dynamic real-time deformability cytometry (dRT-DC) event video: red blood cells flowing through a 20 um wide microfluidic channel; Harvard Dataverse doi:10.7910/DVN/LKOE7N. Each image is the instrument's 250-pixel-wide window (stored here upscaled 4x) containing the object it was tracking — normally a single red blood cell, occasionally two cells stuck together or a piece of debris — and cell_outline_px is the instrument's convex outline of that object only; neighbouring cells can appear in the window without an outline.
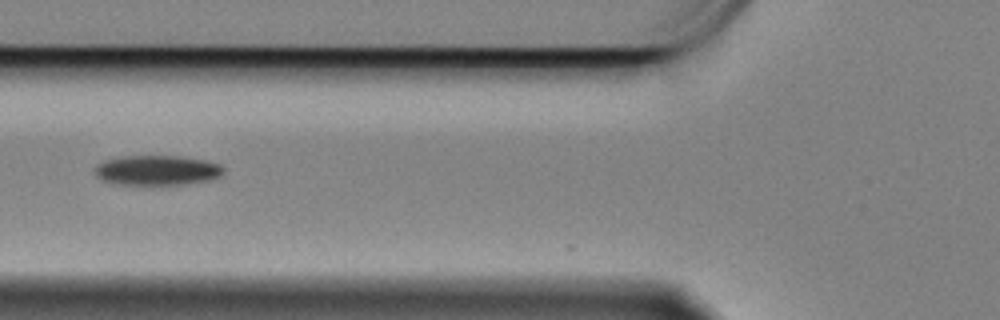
{"species": "Egyptian fruit bat (a non-hibernating species)", "species_latin": "Rousettus aegyptiacus", "temperature_condition": "cold", "stored_images_in_passage": 39, "camera_frame_rate_fps": 3000, "um_per_image_px": 0.085, "animal": {"sex": "female"}, "frame": {"image": 1, "passage_image": 2, "time_ms": 0.333, "image_size_px": [1000, 320], "cell_outline_px": [[224, 172], [220, 176], [212, 180], [160, 188], [116, 184], [100, 180], [92, 172], [92, 168], [96, 164], [104, 160], [124, 156], [176, 156], [204, 160], [220, 164], [224, 168]], "centroid_in_image_um": [13.29, 14.53], "position_along_channel_um": 112.5, "area_um2": 23.7}}
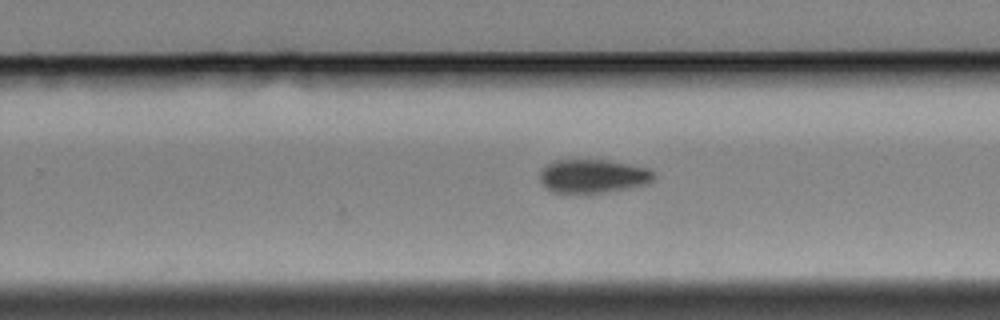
{"frame": {"image": 2, "passage_image": 17, "time_ms": 5.333, "image_size_px": [1000, 320], "cell_outline_px": [[656, 176], [648, 184], [628, 188], [584, 196], [580, 196], [552, 192], [544, 188], [540, 180], [540, 172], [548, 164], [556, 160], [608, 160], [648, 168]], "centroid_in_image_um": [50.36, 15.02], "position_along_channel_um": 279.4, "area_um2": 23.0}}
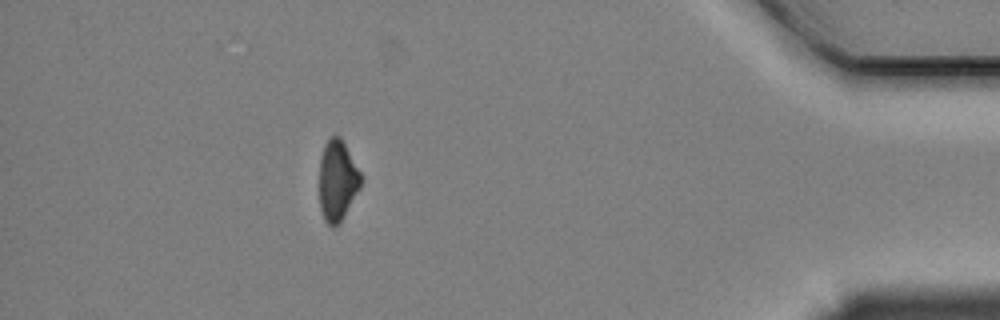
{"frame": {"image": 3, "passage_image": 33, "time_ms": 10.667, "image_size_px": [1000, 320], "cell_outline_px": [[364, 176], [360, 188], [340, 224], [336, 228], [332, 228], [324, 220], [320, 208], [320, 156], [324, 144], [332, 136], [340, 136]], "centroid_in_image_um": [28.7, 15.37], "position_along_channel_um": 406.5, "area_um2": 19.94}}